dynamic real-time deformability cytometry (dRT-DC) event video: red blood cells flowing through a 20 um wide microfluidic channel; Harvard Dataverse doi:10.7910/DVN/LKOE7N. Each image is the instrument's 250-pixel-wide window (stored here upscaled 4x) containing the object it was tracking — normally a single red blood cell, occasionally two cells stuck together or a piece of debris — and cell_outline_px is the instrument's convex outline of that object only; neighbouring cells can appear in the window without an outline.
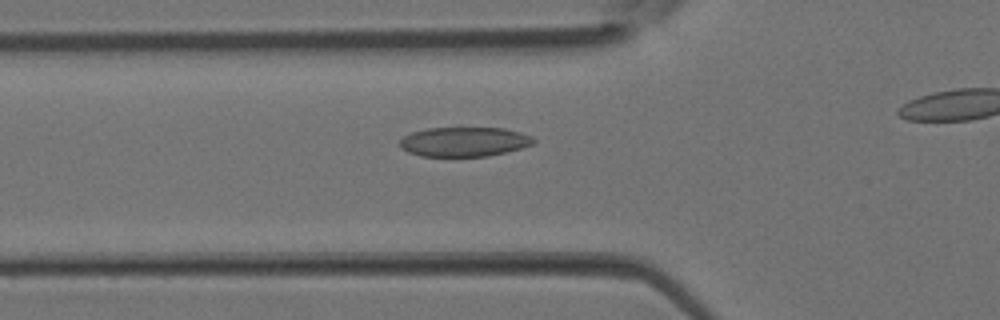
{"species": "Egyptian fruit bat (a non-hibernating species)", "species_latin": "Rousettus aegyptiacus", "temperature_condition": "room temperature", "stored_images_in_passage": 27, "camera_frame_rate_fps": 3000, "um_per_image_px": 0.085, "animal": {"sex": "female"}, "frame": {"image": 1, "passage_image": 9, "time_ms": 2.667, "image_size_px": [1000, 320], "cell_outline_px": [[536, 144], [488, 156], [420, 156], [408, 152], [400, 148], [400, 140], [404, 136], [412, 132], [428, 128], [460, 124], [504, 128], [520, 132], [532, 136], [536, 140]], "centroid_in_image_um": [39.47, 11.99], "position_along_channel_um": 86.3, "area_um2": 24.1}}
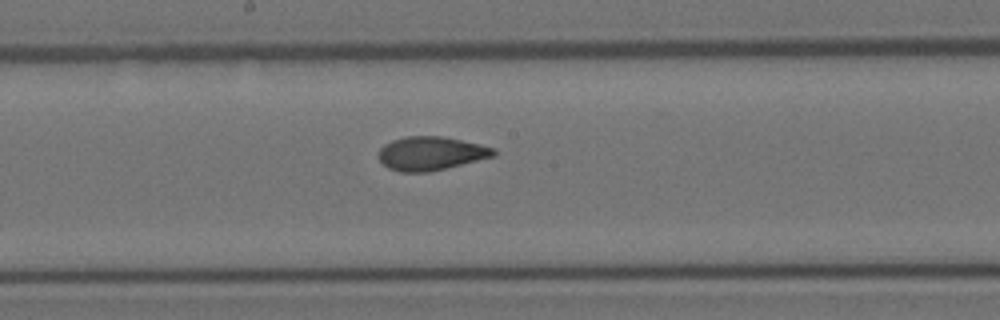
{"frame": {"image": 2, "passage_image": 16, "time_ms": 5.0, "image_size_px": [1000, 320], "cell_outline_px": [[496, 156], [428, 172], [400, 172], [388, 168], [380, 160], [380, 148], [384, 144], [392, 140], [404, 136], [440, 136], [480, 144], [496, 148]], "centroid_in_image_um": [36.64, 13.04], "position_along_channel_um": 211.6, "area_um2": 22.48}}
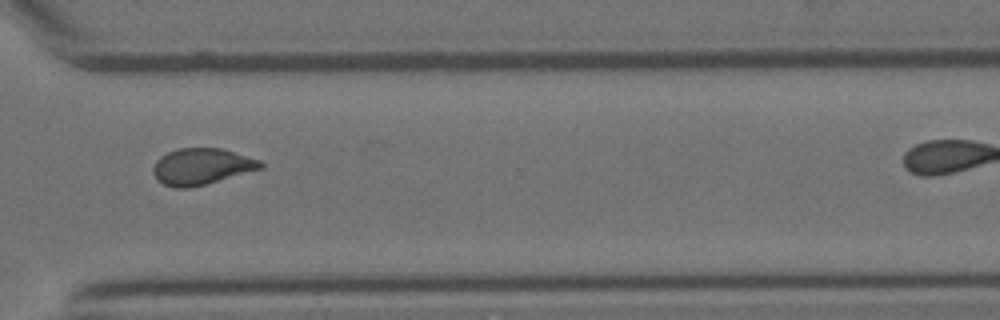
{"frame": {"image": 3, "passage_image": 24, "time_ms": 7.667, "image_size_px": [1000, 320], "cell_outline_px": [[264, 168], [204, 184], [188, 188], [176, 188], [164, 184], [156, 180], [152, 172], [152, 168], [156, 160], [160, 156], [176, 148], [220, 148], [260, 160], [264, 164]], "centroid_in_image_um": [17.1, 14.15], "position_along_channel_um": 353.5, "area_um2": 22.72}}